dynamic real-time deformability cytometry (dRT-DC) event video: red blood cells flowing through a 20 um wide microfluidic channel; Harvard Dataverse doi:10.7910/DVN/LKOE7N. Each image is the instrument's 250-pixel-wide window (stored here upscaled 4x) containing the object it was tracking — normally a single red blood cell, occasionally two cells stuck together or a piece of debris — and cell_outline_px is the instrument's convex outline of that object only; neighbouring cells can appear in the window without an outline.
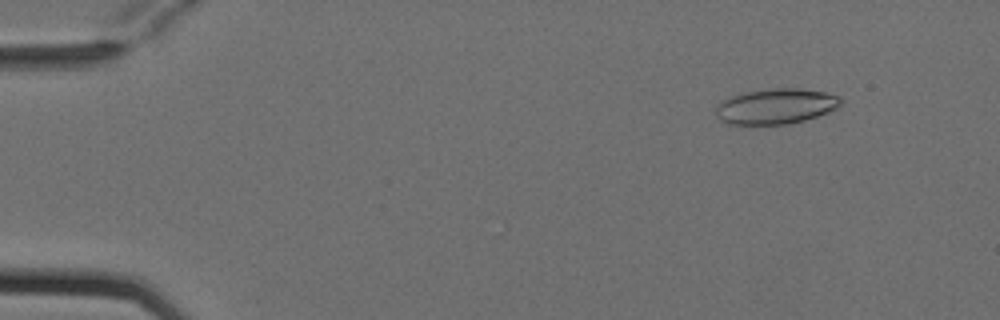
{"species": "Egyptian fruit bat (a non-hibernating species)", "species_latin": "Rousettus aegyptiacus", "temperature_condition": "cold", "stored_images_in_passage": 4, "camera_frame_rate_fps": 3000, "um_per_image_px": 0.085, "animal": {"sex": "female"}, "frame": {"image": 1, "passage_image": 1, "time_ms": 0.0, "image_size_px": [1000, 320], "cell_outline_px": [[840, 104], [836, 108], [828, 112], [804, 120], [788, 124], [728, 124], [720, 120], [716, 116], [716, 104], [720, 100], [744, 92], [776, 88], [800, 88], [824, 92], [840, 96]], "centroid_in_image_um": [65.9, 9.03], "position_along_channel_um": 19.1, "area_um2": 25.72}}